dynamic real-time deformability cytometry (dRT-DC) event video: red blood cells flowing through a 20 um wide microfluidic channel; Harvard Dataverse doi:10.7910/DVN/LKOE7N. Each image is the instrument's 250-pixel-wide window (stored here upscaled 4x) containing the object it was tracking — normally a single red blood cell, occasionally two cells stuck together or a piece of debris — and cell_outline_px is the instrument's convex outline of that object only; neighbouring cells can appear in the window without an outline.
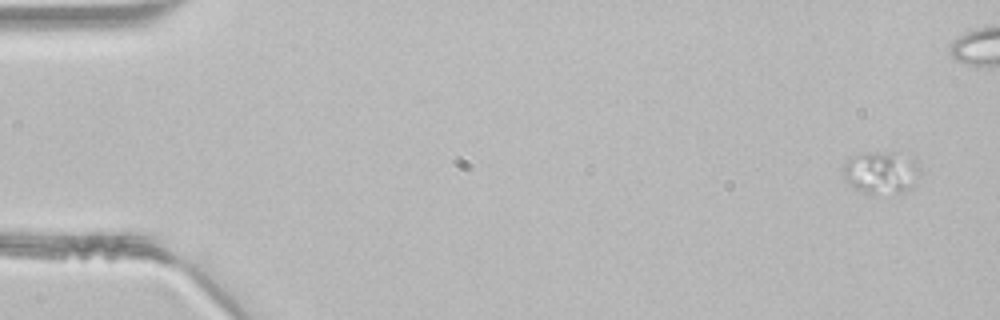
{"species": "common noctule bat (a hibernating species)", "species_latin": "Nyctalus noctula", "temperature_condition": "room temperature", "stored_images_in_passage": 2, "camera_frame_rate_fps": 3000, "um_per_image_px": 0.085, "animal": {"sex": "male", "body_mass_g": 21.5, "forearm_length_mm": 52.0}, "frame": {"image": 1, "passage_image": 1, "time_ms": 0.0, "image_size_px": [1000, 320], "cell_outline_px": [[920, 172], [912, 184], [904, 192], [872, 196], [848, 184], [844, 180], [844, 164], [852, 156], [876, 152], [916, 156], [920, 164]], "centroid_in_image_um": [74.93, 14.68], "position_along_channel_um": 10.1, "area_um2": 19.13}}